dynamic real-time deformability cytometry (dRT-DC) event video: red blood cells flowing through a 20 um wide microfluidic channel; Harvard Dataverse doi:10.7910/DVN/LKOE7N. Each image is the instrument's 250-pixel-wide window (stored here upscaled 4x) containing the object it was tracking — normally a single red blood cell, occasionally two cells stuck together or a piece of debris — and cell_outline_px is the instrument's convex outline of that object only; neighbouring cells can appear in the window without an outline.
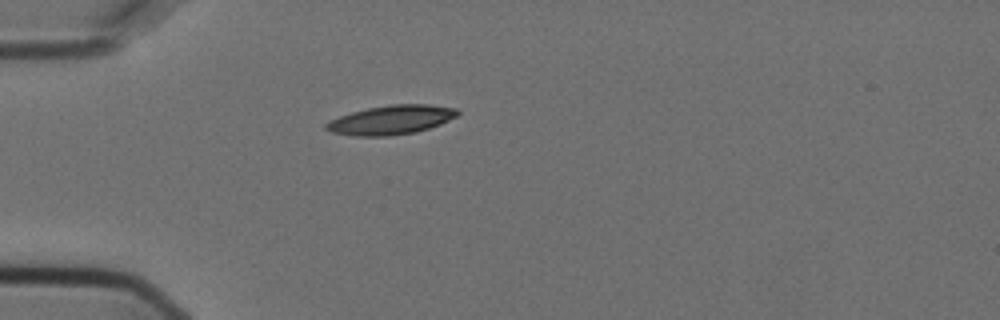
{"species": "Egyptian fruit bat (a non-hibernating species)", "species_latin": "Rousettus aegyptiacus", "temperature_condition": "cold", "stored_images_in_passage": 1, "camera_frame_rate_fps": 3000, "um_per_image_px": 0.085, "animal": {"sex": "female"}, "frame": {"image": 1, "passage_image": 1, "time_ms": 0.0, "image_size_px": [1000, 320], "cell_outline_px": [[460, 112], [456, 116], [440, 124], [416, 132], [388, 136], [356, 136], [332, 132], [324, 128], [324, 124], [328, 120], [352, 112], [368, 108], [392, 104], [428, 104], [456, 108]], "centroid_in_image_um": [33.22, 10.19], "position_along_channel_um": 51.8, "area_um2": 22.25}}